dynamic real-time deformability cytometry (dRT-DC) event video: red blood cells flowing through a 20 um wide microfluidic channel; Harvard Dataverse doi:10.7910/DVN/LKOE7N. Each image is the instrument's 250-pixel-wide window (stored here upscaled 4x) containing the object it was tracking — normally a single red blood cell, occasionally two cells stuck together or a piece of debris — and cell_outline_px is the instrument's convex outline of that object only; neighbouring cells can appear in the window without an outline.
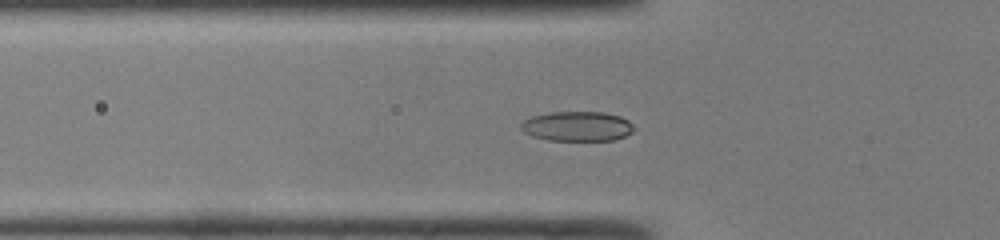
{"species": "common noctule bat (a hibernating species)", "species_latin": "Nyctalus noctula", "temperature_condition": "room temperature", "stored_images_in_passage": 48, "camera_frame_rate_fps": 3000, "um_per_image_px": 0.085, "animal": {"sex": "male", "body_mass_g": 19.0, "forearm_length_mm": 50.8}, "frame": {"image": 1, "passage_image": 16, "time_ms": 5.0, "image_size_px": [1000, 240], "cell_outline_px": [[636, 128], [632, 132], [624, 136], [612, 140], [548, 140], [532, 136], [524, 132], [520, 128], [520, 124], [524, 120], [532, 116], [552, 112], [604, 112], [620, 116], [628, 120]], "centroid_in_image_um": [49.06, 10.73], "position_along_channel_um": 76.7, "area_um2": 19.59}}
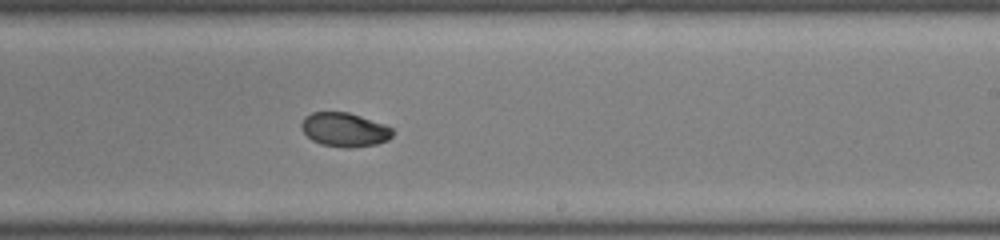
{"frame": {"image": 2, "passage_image": 29, "time_ms": 9.333, "image_size_px": [1000, 240], "cell_outline_px": [[392, 136], [388, 140], [376, 144], [352, 148], [344, 148], [320, 144], [312, 140], [300, 128], [300, 124], [304, 116], [312, 112], [348, 112], [384, 124], [392, 128]], "centroid_in_image_um": [29.26, 11.03], "position_along_channel_um": 259.7, "area_um2": 18.15}}
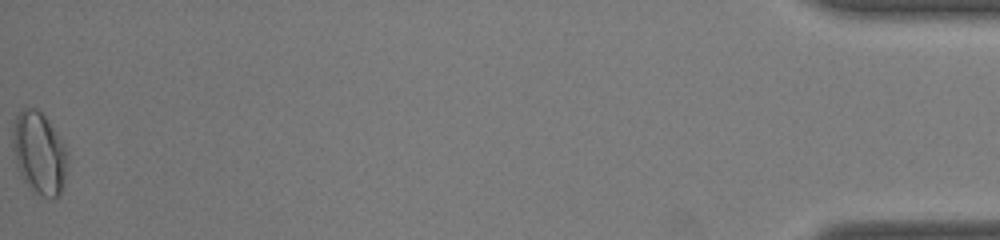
{"frame": {"image": 3, "passage_image": 48, "time_ms": 15.667, "image_size_px": [1000, 240], "cell_outline_px": [[68, 160], [60, 192], [52, 200], [32, 192], [28, 188], [16, 164], [12, 148], [12, 140], [16, 116], [24, 108], [36, 108], [44, 116], [64, 144]], "centroid_in_image_um": [3.31, 13.05], "position_along_channel_um": 431.9, "area_um2": 25.89}, "authors_computed_cell_mechanics": {"area_um2": 18.8428, "velocity_mm_per_s": 4.2306, "shape_relaxation_time_tau1_ms": 4.3734, "shape_relaxation_time_tau2_ms": 1.7493, "deformation_change_tau1": 0.1437, "deformation_change_tau2": 0.0332}}